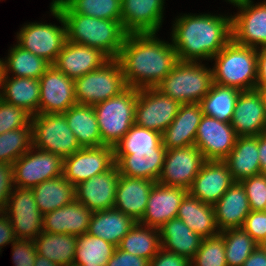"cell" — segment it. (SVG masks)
<instances>
[{
  "instance_id": "ee69618b",
  "label": "cell",
  "mask_w": 266,
  "mask_h": 266,
  "mask_svg": "<svg viewBox=\"0 0 266 266\" xmlns=\"http://www.w3.org/2000/svg\"><path fill=\"white\" fill-rule=\"evenodd\" d=\"M220 233L224 237L227 266H242L258 246L243 228L228 229Z\"/></svg>"
},
{
  "instance_id": "cb8c5ba5",
  "label": "cell",
  "mask_w": 266,
  "mask_h": 266,
  "mask_svg": "<svg viewBox=\"0 0 266 266\" xmlns=\"http://www.w3.org/2000/svg\"><path fill=\"white\" fill-rule=\"evenodd\" d=\"M156 182L144 178L119 176L114 208L139 222L146 210L148 197Z\"/></svg>"
},
{
  "instance_id": "7bdbcfd3",
  "label": "cell",
  "mask_w": 266,
  "mask_h": 266,
  "mask_svg": "<svg viewBox=\"0 0 266 266\" xmlns=\"http://www.w3.org/2000/svg\"><path fill=\"white\" fill-rule=\"evenodd\" d=\"M33 147V128L28 126L0 134V163L12 165Z\"/></svg>"
},
{
  "instance_id": "9f6ffc18",
  "label": "cell",
  "mask_w": 266,
  "mask_h": 266,
  "mask_svg": "<svg viewBox=\"0 0 266 266\" xmlns=\"http://www.w3.org/2000/svg\"><path fill=\"white\" fill-rule=\"evenodd\" d=\"M242 266H266V251L257 246Z\"/></svg>"
},
{
  "instance_id": "f1b7e54d",
  "label": "cell",
  "mask_w": 266,
  "mask_h": 266,
  "mask_svg": "<svg viewBox=\"0 0 266 266\" xmlns=\"http://www.w3.org/2000/svg\"><path fill=\"white\" fill-rule=\"evenodd\" d=\"M223 161L235 182L261 174L258 136L238 137L234 148Z\"/></svg>"
},
{
  "instance_id": "9c48e42d",
  "label": "cell",
  "mask_w": 266,
  "mask_h": 266,
  "mask_svg": "<svg viewBox=\"0 0 266 266\" xmlns=\"http://www.w3.org/2000/svg\"><path fill=\"white\" fill-rule=\"evenodd\" d=\"M50 12L61 22V27L37 22L24 25L17 33V45L36 56L44 58L52 65L62 50L67 35L64 18L52 3Z\"/></svg>"
},
{
  "instance_id": "9a60e30c",
  "label": "cell",
  "mask_w": 266,
  "mask_h": 266,
  "mask_svg": "<svg viewBox=\"0 0 266 266\" xmlns=\"http://www.w3.org/2000/svg\"><path fill=\"white\" fill-rule=\"evenodd\" d=\"M204 162L202 152L195 145L167 150L157 182L188 190Z\"/></svg>"
},
{
  "instance_id": "6125c7cd",
  "label": "cell",
  "mask_w": 266,
  "mask_h": 266,
  "mask_svg": "<svg viewBox=\"0 0 266 266\" xmlns=\"http://www.w3.org/2000/svg\"><path fill=\"white\" fill-rule=\"evenodd\" d=\"M262 95L264 97V101H265V108H266V91H262Z\"/></svg>"
},
{
  "instance_id": "277c9868",
  "label": "cell",
  "mask_w": 266,
  "mask_h": 266,
  "mask_svg": "<svg viewBox=\"0 0 266 266\" xmlns=\"http://www.w3.org/2000/svg\"><path fill=\"white\" fill-rule=\"evenodd\" d=\"M212 59L214 83L240 91L256 88L257 48L239 45L231 39Z\"/></svg>"
},
{
  "instance_id": "91938a15",
  "label": "cell",
  "mask_w": 266,
  "mask_h": 266,
  "mask_svg": "<svg viewBox=\"0 0 266 266\" xmlns=\"http://www.w3.org/2000/svg\"><path fill=\"white\" fill-rule=\"evenodd\" d=\"M258 246L266 251V237L258 244Z\"/></svg>"
},
{
  "instance_id": "603a6c76",
  "label": "cell",
  "mask_w": 266,
  "mask_h": 266,
  "mask_svg": "<svg viewBox=\"0 0 266 266\" xmlns=\"http://www.w3.org/2000/svg\"><path fill=\"white\" fill-rule=\"evenodd\" d=\"M164 0H122L121 23L128 34L157 33L162 25Z\"/></svg>"
},
{
  "instance_id": "b9f144b4",
  "label": "cell",
  "mask_w": 266,
  "mask_h": 266,
  "mask_svg": "<svg viewBox=\"0 0 266 266\" xmlns=\"http://www.w3.org/2000/svg\"><path fill=\"white\" fill-rule=\"evenodd\" d=\"M166 149L162 134L134 124L124 137L113 147L114 155H130L132 151Z\"/></svg>"
},
{
  "instance_id": "f35d334b",
  "label": "cell",
  "mask_w": 266,
  "mask_h": 266,
  "mask_svg": "<svg viewBox=\"0 0 266 266\" xmlns=\"http://www.w3.org/2000/svg\"><path fill=\"white\" fill-rule=\"evenodd\" d=\"M117 248L150 261L161 248L159 229L136 222Z\"/></svg>"
},
{
  "instance_id": "4316f807",
  "label": "cell",
  "mask_w": 266,
  "mask_h": 266,
  "mask_svg": "<svg viewBox=\"0 0 266 266\" xmlns=\"http://www.w3.org/2000/svg\"><path fill=\"white\" fill-rule=\"evenodd\" d=\"M213 207L220 232L242 228L247 215L251 212L246 191L241 182H234Z\"/></svg>"
},
{
  "instance_id": "836d02e7",
  "label": "cell",
  "mask_w": 266,
  "mask_h": 266,
  "mask_svg": "<svg viewBox=\"0 0 266 266\" xmlns=\"http://www.w3.org/2000/svg\"><path fill=\"white\" fill-rule=\"evenodd\" d=\"M64 114L81 147L102 145L97 116L92 105L75 104Z\"/></svg>"
},
{
  "instance_id": "7c38bea8",
  "label": "cell",
  "mask_w": 266,
  "mask_h": 266,
  "mask_svg": "<svg viewBox=\"0 0 266 266\" xmlns=\"http://www.w3.org/2000/svg\"><path fill=\"white\" fill-rule=\"evenodd\" d=\"M181 104L156 88L138 89L135 124L160 132L171 124Z\"/></svg>"
},
{
  "instance_id": "7dc6e473",
  "label": "cell",
  "mask_w": 266,
  "mask_h": 266,
  "mask_svg": "<svg viewBox=\"0 0 266 266\" xmlns=\"http://www.w3.org/2000/svg\"><path fill=\"white\" fill-rule=\"evenodd\" d=\"M251 211H263L266 204V175L258 174L241 181Z\"/></svg>"
},
{
  "instance_id": "ac0fdd59",
  "label": "cell",
  "mask_w": 266,
  "mask_h": 266,
  "mask_svg": "<svg viewBox=\"0 0 266 266\" xmlns=\"http://www.w3.org/2000/svg\"><path fill=\"white\" fill-rule=\"evenodd\" d=\"M231 126L238 137L258 136L266 132V108L262 91H241Z\"/></svg>"
},
{
  "instance_id": "6da1fadb",
  "label": "cell",
  "mask_w": 266,
  "mask_h": 266,
  "mask_svg": "<svg viewBox=\"0 0 266 266\" xmlns=\"http://www.w3.org/2000/svg\"><path fill=\"white\" fill-rule=\"evenodd\" d=\"M117 60L127 86L136 89L155 88L179 62L173 44L156 33L128 34Z\"/></svg>"
},
{
  "instance_id": "11a10c76",
  "label": "cell",
  "mask_w": 266,
  "mask_h": 266,
  "mask_svg": "<svg viewBox=\"0 0 266 266\" xmlns=\"http://www.w3.org/2000/svg\"><path fill=\"white\" fill-rule=\"evenodd\" d=\"M16 239L8 216L3 211H0V250L2 246L13 243Z\"/></svg>"
},
{
  "instance_id": "60d3db41",
  "label": "cell",
  "mask_w": 266,
  "mask_h": 266,
  "mask_svg": "<svg viewBox=\"0 0 266 266\" xmlns=\"http://www.w3.org/2000/svg\"><path fill=\"white\" fill-rule=\"evenodd\" d=\"M115 249L116 246L100 237L88 233L79 235L77 236L74 264L106 266Z\"/></svg>"
},
{
  "instance_id": "4fadbf2b",
  "label": "cell",
  "mask_w": 266,
  "mask_h": 266,
  "mask_svg": "<svg viewBox=\"0 0 266 266\" xmlns=\"http://www.w3.org/2000/svg\"><path fill=\"white\" fill-rule=\"evenodd\" d=\"M231 3L240 9L239 13L231 16L232 40L242 46L266 47V1L258 5L252 0Z\"/></svg>"
},
{
  "instance_id": "be15d7a7",
  "label": "cell",
  "mask_w": 266,
  "mask_h": 266,
  "mask_svg": "<svg viewBox=\"0 0 266 266\" xmlns=\"http://www.w3.org/2000/svg\"><path fill=\"white\" fill-rule=\"evenodd\" d=\"M73 266H89V265H83V264H74Z\"/></svg>"
},
{
  "instance_id": "f6af8a7d",
  "label": "cell",
  "mask_w": 266,
  "mask_h": 266,
  "mask_svg": "<svg viewBox=\"0 0 266 266\" xmlns=\"http://www.w3.org/2000/svg\"><path fill=\"white\" fill-rule=\"evenodd\" d=\"M193 266H227L224 237L221 233L203 238L199 250L191 259Z\"/></svg>"
},
{
  "instance_id": "94428289",
  "label": "cell",
  "mask_w": 266,
  "mask_h": 266,
  "mask_svg": "<svg viewBox=\"0 0 266 266\" xmlns=\"http://www.w3.org/2000/svg\"><path fill=\"white\" fill-rule=\"evenodd\" d=\"M2 75H3L2 60L0 59V85H1Z\"/></svg>"
},
{
  "instance_id": "5b68a950",
  "label": "cell",
  "mask_w": 266,
  "mask_h": 266,
  "mask_svg": "<svg viewBox=\"0 0 266 266\" xmlns=\"http://www.w3.org/2000/svg\"><path fill=\"white\" fill-rule=\"evenodd\" d=\"M213 84V71L201 62L179 61L155 87L180 104L199 103Z\"/></svg>"
},
{
  "instance_id": "7a4b0ae2",
  "label": "cell",
  "mask_w": 266,
  "mask_h": 266,
  "mask_svg": "<svg viewBox=\"0 0 266 266\" xmlns=\"http://www.w3.org/2000/svg\"><path fill=\"white\" fill-rule=\"evenodd\" d=\"M175 21L171 39L182 62L212 60L232 39L231 16L184 14Z\"/></svg>"
},
{
  "instance_id": "f5cc1de1",
  "label": "cell",
  "mask_w": 266,
  "mask_h": 266,
  "mask_svg": "<svg viewBox=\"0 0 266 266\" xmlns=\"http://www.w3.org/2000/svg\"><path fill=\"white\" fill-rule=\"evenodd\" d=\"M106 266H149V260L132 255L116 247Z\"/></svg>"
},
{
  "instance_id": "6f0895ef",
  "label": "cell",
  "mask_w": 266,
  "mask_h": 266,
  "mask_svg": "<svg viewBox=\"0 0 266 266\" xmlns=\"http://www.w3.org/2000/svg\"><path fill=\"white\" fill-rule=\"evenodd\" d=\"M258 151L261 174L266 175V132L258 135Z\"/></svg>"
},
{
  "instance_id": "5bb4252c",
  "label": "cell",
  "mask_w": 266,
  "mask_h": 266,
  "mask_svg": "<svg viewBox=\"0 0 266 266\" xmlns=\"http://www.w3.org/2000/svg\"><path fill=\"white\" fill-rule=\"evenodd\" d=\"M114 164L112 146L82 147L71 156L64 158L63 176L76 186L108 171Z\"/></svg>"
},
{
  "instance_id": "816d5d0a",
  "label": "cell",
  "mask_w": 266,
  "mask_h": 266,
  "mask_svg": "<svg viewBox=\"0 0 266 266\" xmlns=\"http://www.w3.org/2000/svg\"><path fill=\"white\" fill-rule=\"evenodd\" d=\"M13 187L12 165L0 163V211H3Z\"/></svg>"
},
{
  "instance_id": "e0dca14e",
  "label": "cell",
  "mask_w": 266,
  "mask_h": 266,
  "mask_svg": "<svg viewBox=\"0 0 266 266\" xmlns=\"http://www.w3.org/2000/svg\"><path fill=\"white\" fill-rule=\"evenodd\" d=\"M39 113H64L77 104L74 91V79L51 65L39 78Z\"/></svg>"
},
{
  "instance_id": "2e32d148",
  "label": "cell",
  "mask_w": 266,
  "mask_h": 266,
  "mask_svg": "<svg viewBox=\"0 0 266 266\" xmlns=\"http://www.w3.org/2000/svg\"><path fill=\"white\" fill-rule=\"evenodd\" d=\"M237 138L231 123L203 115L198 125L195 146L200 149L205 161H223L234 148Z\"/></svg>"
},
{
  "instance_id": "d6a6232c",
  "label": "cell",
  "mask_w": 266,
  "mask_h": 266,
  "mask_svg": "<svg viewBox=\"0 0 266 266\" xmlns=\"http://www.w3.org/2000/svg\"><path fill=\"white\" fill-rule=\"evenodd\" d=\"M161 247L192 259L200 248L202 237L182 220L173 218L159 228Z\"/></svg>"
},
{
  "instance_id": "484cf974",
  "label": "cell",
  "mask_w": 266,
  "mask_h": 266,
  "mask_svg": "<svg viewBox=\"0 0 266 266\" xmlns=\"http://www.w3.org/2000/svg\"><path fill=\"white\" fill-rule=\"evenodd\" d=\"M202 116L199 103L181 104L178 114L162 133L163 146L170 150L195 145Z\"/></svg>"
},
{
  "instance_id": "db71d44e",
  "label": "cell",
  "mask_w": 266,
  "mask_h": 266,
  "mask_svg": "<svg viewBox=\"0 0 266 266\" xmlns=\"http://www.w3.org/2000/svg\"><path fill=\"white\" fill-rule=\"evenodd\" d=\"M260 91H266V47L257 48V85Z\"/></svg>"
},
{
  "instance_id": "4dcf8cb0",
  "label": "cell",
  "mask_w": 266,
  "mask_h": 266,
  "mask_svg": "<svg viewBox=\"0 0 266 266\" xmlns=\"http://www.w3.org/2000/svg\"><path fill=\"white\" fill-rule=\"evenodd\" d=\"M177 218L182 220L192 231L202 238L220 233L214 214V207L186 194L178 208Z\"/></svg>"
},
{
  "instance_id": "1f68e13d",
  "label": "cell",
  "mask_w": 266,
  "mask_h": 266,
  "mask_svg": "<svg viewBox=\"0 0 266 266\" xmlns=\"http://www.w3.org/2000/svg\"><path fill=\"white\" fill-rule=\"evenodd\" d=\"M136 222L123 212L112 208L92 213L88 234L118 246Z\"/></svg>"
},
{
  "instance_id": "ffe728a7",
  "label": "cell",
  "mask_w": 266,
  "mask_h": 266,
  "mask_svg": "<svg viewBox=\"0 0 266 266\" xmlns=\"http://www.w3.org/2000/svg\"><path fill=\"white\" fill-rule=\"evenodd\" d=\"M109 60L110 58L100 49L66 40L52 65L67 77L75 80L101 68Z\"/></svg>"
},
{
  "instance_id": "f546056e",
  "label": "cell",
  "mask_w": 266,
  "mask_h": 266,
  "mask_svg": "<svg viewBox=\"0 0 266 266\" xmlns=\"http://www.w3.org/2000/svg\"><path fill=\"white\" fill-rule=\"evenodd\" d=\"M0 99L21 107L29 114H39L40 82L39 79L2 75Z\"/></svg>"
},
{
  "instance_id": "8fae6325",
  "label": "cell",
  "mask_w": 266,
  "mask_h": 266,
  "mask_svg": "<svg viewBox=\"0 0 266 266\" xmlns=\"http://www.w3.org/2000/svg\"><path fill=\"white\" fill-rule=\"evenodd\" d=\"M3 212L8 216L17 239L34 240L43 229V214L39 211L31 188L13 187Z\"/></svg>"
},
{
  "instance_id": "d6986e66",
  "label": "cell",
  "mask_w": 266,
  "mask_h": 266,
  "mask_svg": "<svg viewBox=\"0 0 266 266\" xmlns=\"http://www.w3.org/2000/svg\"><path fill=\"white\" fill-rule=\"evenodd\" d=\"M119 169L114 164L108 171L75 186L76 200L92 212L114 208Z\"/></svg>"
},
{
  "instance_id": "ba28073f",
  "label": "cell",
  "mask_w": 266,
  "mask_h": 266,
  "mask_svg": "<svg viewBox=\"0 0 266 266\" xmlns=\"http://www.w3.org/2000/svg\"><path fill=\"white\" fill-rule=\"evenodd\" d=\"M33 147L61 156L63 159L82 147L67 124L64 113L32 116Z\"/></svg>"
},
{
  "instance_id": "f907efd6",
  "label": "cell",
  "mask_w": 266,
  "mask_h": 266,
  "mask_svg": "<svg viewBox=\"0 0 266 266\" xmlns=\"http://www.w3.org/2000/svg\"><path fill=\"white\" fill-rule=\"evenodd\" d=\"M149 266H191V259L161 247L149 261Z\"/></svg>"
},
{
  "instance_id": "680465c9",
  "label": "cell",
  "mask_w": 266,
  "mask_h": 266,
  "mask_svg": "<svg viewBox=\"0 0 266 266\" xmlns=\"http://www.w3.org/2000/svg\"><path fill=\"white\" fill-rule=\"evenodd\" d=\"M34 266H58L51 260L45 258L42 255L37 254Z\"/></svg>"
},
{
  "instance_id": "681fc988",
  "label": "cell",
  "mask_w": 266,
  "mask_h": 266,
  "mask_svg": "<svg viewBox=\"0 0 266 266\" xmlns=\"http://www.w3.org/2000/svg\"><path fill=\"white\" fill-rule=\"evenodd\" d=\"M242 228L259 244L266 237V212L251 211Z\"/></svg>"
},
{
  "instance_id": "44dd1931",
  "label": "cell",
  "mask_w": 266,
  "mask_h": 266,
  "mask_svg": "<svg viewBox=\"0 0 266 266\" xmlns=\"http://www.w3.org/2000/svg\"><path fill=\"white\" fill-rule=\"evenodd\" d=\"M188 190L182 187L164 186L156 182L152 187L147 207L138 222L143 227L160 228L173 218H177L178 208Z\"/></svg>"
},
{
  "instance_id": "e575fe53",
  "label": "cell",
  "mask_w": 266,
  "mask_h": 266,
  "mask_svg": "<svg viewBox=\"0 0 266 266\" xmlns=\"http://www.w3.org/2000/svg\"><path fill=\"white\" fill-rule=\"evenodd\" d=\"M36 252L58 266H73L77 236L41 232L34 240Z\"/></svg>"
},
{
  "instance_id": "30bf717a",
  "label": "cell",
  "mask_w": 266,
  "mask_h": 266,
  "mask_svg": "<svg viewBox=\"0 0 266 266\" xmlns=\"http://www.w3.org/2000/svg\"><path fill=\"white\" fill-rule=\"evenodd\" d=\"M63 161L59 155L32 147L12 164L13 185L33 188L46 180L59 177L63 175Z\"/></svg>"
},
{
  "instance_id": "83f0119b",
  "label": "cell",
  "mask_w": 266,
  "mask_h": 266,
  "mask_svg": "<svg viewBox=\"0 0 266 266\" xmlns=\"http://www.w3.org/2000/svg\"><path fill=\"white\" fill-rule=\"evenodd\" d=\"M167 149L132 151L130 155H114L119 174L130 178L158 181Z\"/></svg>"
},
{
  "instance_id": "74e56055",
  "label": "cell",
  "mask_w": 266,
  "mask_h": 266,
  "mask_svg": "<svg viewBox=\"0 0 266 266\" xmlns=\"http://www.w3.org/2000/svg\"><path fill=\"white\" fill-rule=\"evenodd\" d=\"M61 14H83L98 19L121 20L122 0H53Z\"/></svg>"
},
{
  "instance_id": "d4e9b609",
  "label": "cell",
  "mask_w": 266,
  "mask_h": 266,
  "mask_svg": "<svg viewBox=\"0 0 266 266\" xmlns=\"http://www.w3.org/2000/svg\"><path fill=\"white\" fill-rule=\"evenodd\" d=\"M92 211L76 199L43 215V232L83 235L88 232Z\"/></svg>"
},
{
  "instance_id": "c3c4849f",
  "label": "cell",
  "mask_w": 266,
  "mask_h": 266,
  "mask_svg": "<svg viewBox=\"0 0 266 266\" xmlns=\"http://www.w3.org/2000/svg\"><path fill=\"white\" fill-rule=\"evenodd\" d=\"M12 247L15 266H34L37 252L33 240L16 239L12 243Z\"/></svg>"
},
{
  "instance_id": "52a82bcc",
  "label": "cell",
  "mask_w": 266,
  "mask_h": 266,
  "mask_svg": "<svg viewBox=\"0 0 266 266\" xmlns=\"http://www.w3.org/2000/svg\"><path fill=\"white\" fill-rule=\"evenodd\" d=\"M120 62L110 59L101 68L74 80L77 104L95 105L127 88Z\"/></svg>"
},
{
  "instance_id": "d590c367",
  "label": "cell",
  "mask_w": 266,
  "mask_h": 266,
  "mask_svg": "<svg viewBox=\"0 0 266 266\" xmlns=\"http://www.w3.org/2000/svg\"><path fill=\"white\" fill-rule=\"evenodd\" d=\"M39 211L44 215L76 199L75 186L63 175L46 180L31 188Z\"/></svg>"
},
{
  "instance_id": "8d00e7d4",
  "label": "cell",
  "mask_w": 266,
  "mask_h": 266,
  "mask_svg": "<svg viewBox=\"0 0 266 266\" xmlns=\"http://www.w3.org/2000/svg\"><path fill=\"white\" fill-rule=\"evenodd\" d=\"M240 93L239 89L213 82L207 95L199 102L203 115L231 123Z\"/></svg>"
},
{
  "instance_id": "ab89813d",
  "label": "cell",
  "mask_w": 266,
  "mask_h": 266,
  "mask_svg": "<svg viewBox=\"0 0 266 266\" xmlns=\"http://www.w3.org/2000/svg\"><path fill=\"white\" fill-rule=\"evenodd\" d=\"M51 64L44 58L24 50L19 45L11 48L7 59L2 60L3 75L14 73V77L39 79Z\"/></svg>"
},
{
  "instance_id": "3957f363",
  "label": "cell",
  "mask_w": 266,
  "mask_h": 266,
  "mask_svg": "<svg viewBox=\"0 0 266 266\" xmlns=\"http://www.w3.org/2000/svg\"><path fill=\"white\" fill-rule=\"evenodd\" d=\"M67 41L100 49L110 59H117L128 33L121 20L98 19L83 14H62Z\"/></svg>"
},
{
  "instance_id": "8992f818",
  "label": "cell",
  "mask_w": 266,
  "mask_h": 266,
  "mask_svg": "<svg viewBox=\"0 0 266 266\" xmlns=\"http://www.w3.org/2000/svg\"><path fill=\"white\" fill-rule=\"evenodd\" d=\"M138 89L127 87L112 98L93 105L102 145L114 147L135 124Z\"/></svg>"
},
{
  "instance_id": "7402d4cb",
  "label": "cell",
  "mask_w": 266,
  "mask_h": 266,
  "mask_svg": "<svg viewBox=\"0 0 266 266\" xmlns=\"http://www.w3.org/2000/svg\"><path fill=\"white\" fill-rule=\"evenodd\" d=\"M234 182L224 161H205L188 193L204 203L214 205Z\"/></svg>"
},
{
  "instance_id": "bcb514c9",
  "label": "cell",
  "mask_w": 266,
  "mask_h": 266,
  "mask_svg": "<svg viewBox=\"0 0 266 266\" xmlns=\"http://www.w3.org/2000/svg\"><path fill=\"white\" fill-rule=\"evenodd\" d=\"M31 119L26 110L0 99V134L26 127Z\"/></svg>"
}]
</instances>
